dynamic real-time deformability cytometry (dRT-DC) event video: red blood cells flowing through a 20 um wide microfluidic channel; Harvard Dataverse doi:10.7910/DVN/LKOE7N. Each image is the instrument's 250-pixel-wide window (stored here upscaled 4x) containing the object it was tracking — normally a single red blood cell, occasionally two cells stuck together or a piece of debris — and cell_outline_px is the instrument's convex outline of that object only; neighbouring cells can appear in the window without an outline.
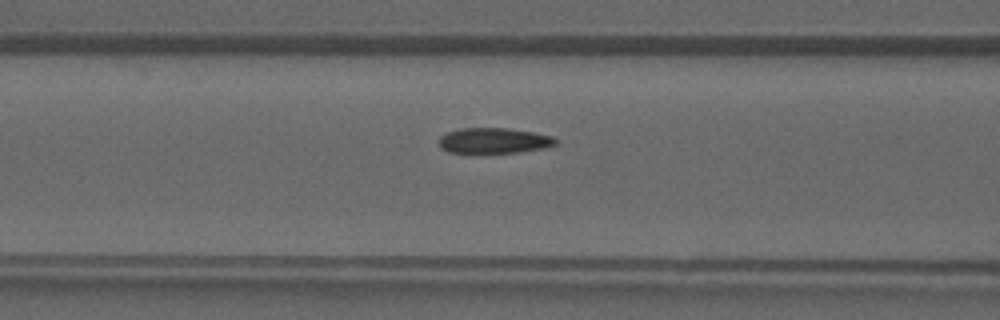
{"species": "common noctule bat (a hibernating species)", "species_latin": "Nyctalus noctula", "temperature_condition": "warm", "stored_images_in_passage": 33, "camera_frame_rate_fps": 3000, "um_per_image_px": 0.085, "animal": {"sex": "male", "forearm_length_mm": 52.5}, "frame": {"image": 1, "passage_image": 17, "time_ms": 5.333, "image_size_px": [1000, 320], "cell_outline_px": [[556, 144], [544, 148], [520, 152], [448, 152], [440, 148], [440, 136], [448, 132], [460, 128], [508, 128], [536, 132], [552, 136], [556, 140]], "centroid_in_image_um": [42.0, 11.94], "position_along_channel_um": 124.6, "area_um2": 17.22}}
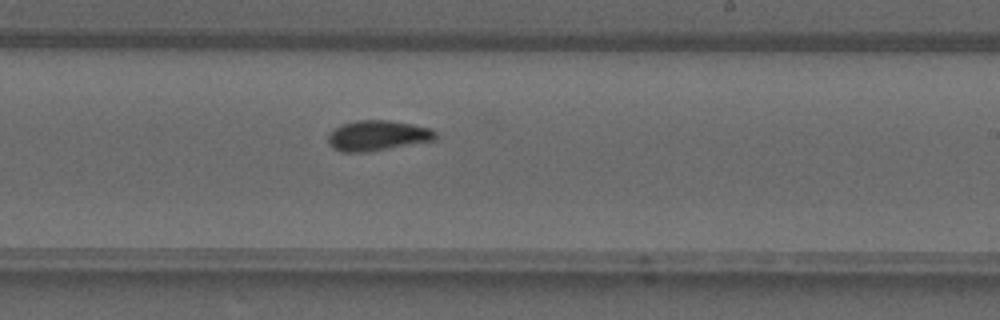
{"frame": {"image": 2, "passage_image": 25, "time_ms": 8.0, "image_size_px": [1000, 320], "cell_outline_px": [[436, 140], [368, 152], [340, 152], [332, 148], [328, 144], [328, 136], [336, 128], [344, 124], [356, 120], [388, 120], [412, 124], [432, 128], [436, 132]], "centroid_in_image_um": [32.11, 11.53], "position_along_channel_um": 256.9, "area_um2": 19.02}}
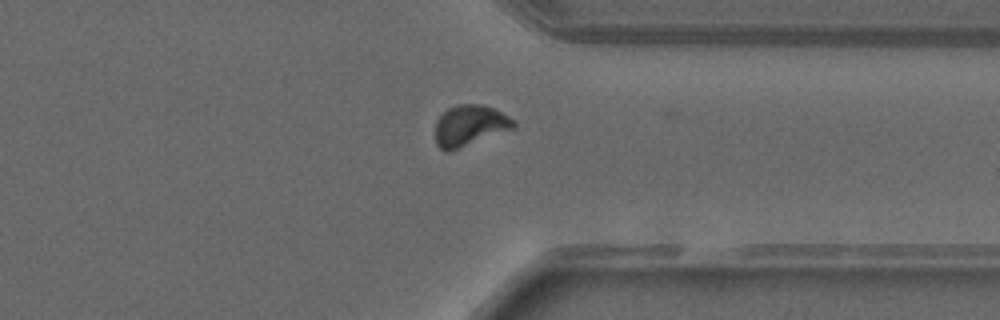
{"frame": {"image": 3, "passage_image": 32, "time_ms": 10.333, "image_size_px": [1000, 320], "cell_outline_px": [[516, 124], [512, 128], [448, 152], [444, 152], [436, 144], [436, 120], [448, 108], [456, 104], [480, 104], [492, 108], [516, 120]], "centroid_in_image_um": [39.89, 10.66], "position_along_channel_um": 371.5, "area_um2": 18.32}}